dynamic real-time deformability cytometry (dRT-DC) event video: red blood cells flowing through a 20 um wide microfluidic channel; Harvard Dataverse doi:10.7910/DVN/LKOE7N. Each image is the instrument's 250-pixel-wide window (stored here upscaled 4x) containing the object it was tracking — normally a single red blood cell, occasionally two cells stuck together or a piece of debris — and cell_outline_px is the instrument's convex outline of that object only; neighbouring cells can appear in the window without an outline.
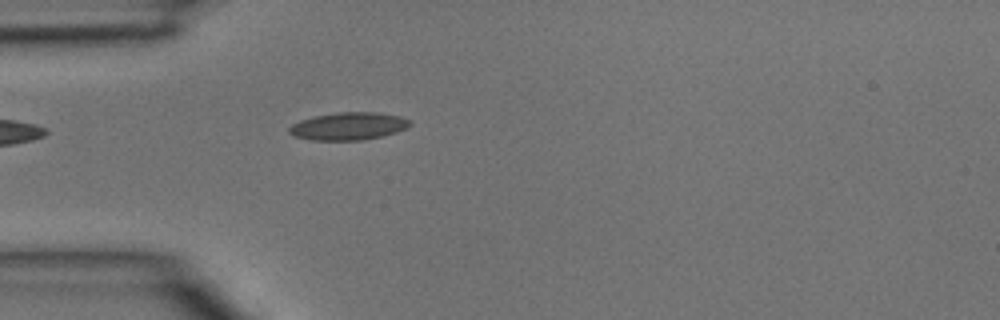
{"species": "common noctule bat (a hibernating species)", "species_latin": "Nyctalus noctula", "temperature_condition": "room temperature", "stored_images_in_passage": 4, "camera_frame_rate_fps": 3000, "um_per_image_px": 0.085, "animal": {"sex": "male", "body_mass_g": 15.6}, "frame": {"image": 1, "passage_image": 4, "time_ms": 1.0, "image_size_px": [1000, 320], "cell_outline_px": [[412, 124], [408, 128], [384, 136], [364, 140], [312, 140], [292, 136], [288, 132], [288, 128], [292, 124], [300, 120], [316, 116], [340, 112], [376, 112], [400, 116], [412, 120]], "centroid_in_image_um": [29.65, 10.73], "position_along_channel_um": 55.3, "area_um2": 19.65}}